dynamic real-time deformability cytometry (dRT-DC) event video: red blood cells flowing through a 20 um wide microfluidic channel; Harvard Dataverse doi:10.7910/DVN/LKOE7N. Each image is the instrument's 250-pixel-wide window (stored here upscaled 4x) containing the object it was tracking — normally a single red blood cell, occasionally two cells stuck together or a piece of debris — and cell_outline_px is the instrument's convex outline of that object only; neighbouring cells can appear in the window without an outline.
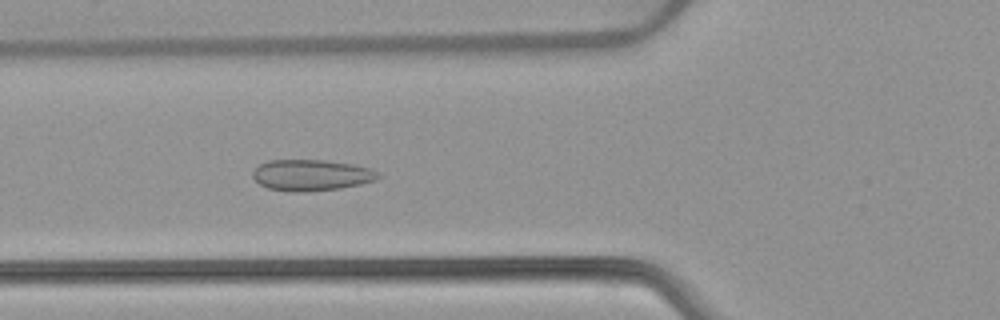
{"species": "common noctule bat (a hibernating species)", "species_latin": "Nyctalus noctula", "temperature_condition": "warm", "stored_images_in_passage": 45, "camera_frame_rate_fps": 3000, "um_per_image_px": 0.085, "animal": {"sex": "female", "body_mass_g": 22.7, "forearm_length_mm": 54.2}, "frame": {"image": 1, "passage_image": 18, "time_ms": 5.667, "image_size_px": [1000, 320], "cell_outline_px": [[380, 176], [376, 180], [360, 184], [340, 188], [304, 192], [288, 192], [268, 188], [260, 184], [252, 176], [252, 172], [260, 164], [268, 160], [324, 160], [352, 164], [372, 168]], "centroid_in_image_um": [26.45, 14.89], "position_along_channel_um": 99.3, "area_um2": 22.77}}
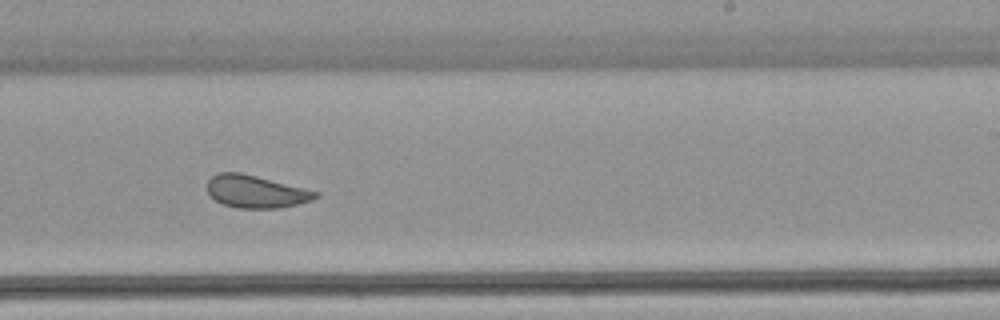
{"frame": {"image": 2, "passage_image": 31, "time_ms": 10.0, "image_size_px": [1000, 320], "cell_outline_px": [[320, 196], [312, 200], [280, 208], [240, 208], [224, 204], [216, 200], [208, 192], [208, 180], [212, 176], [220, 172], [240, 172], [320, 192]], "centroid_in_image_um": [21.77, 16.28], "position_along_channel_um": 267.2, "area_um2": 20.29}}
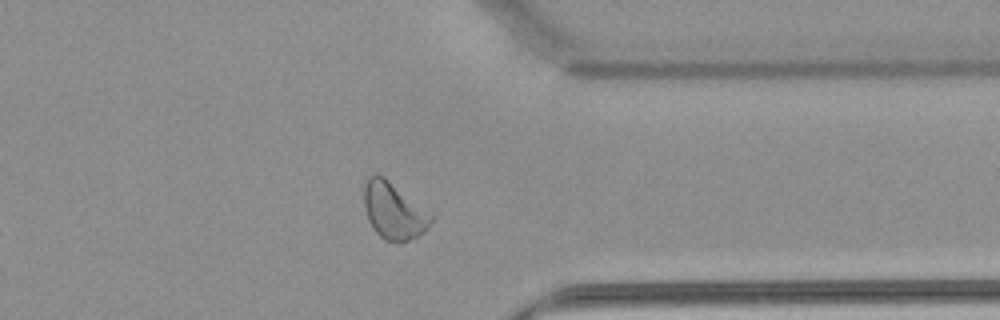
{"frame": {"image": 3, "passage_image": 40, "time_ms": 13.0, "image_size_px": [1000, 320], "cell_outline_px": [[436, 216], [428, 228], [424, 232], [400, 244], [396, 244], [384, 240], [372, 228], [368, 220], [364, 204], [364, 184], [368, 176], [376, 172], [384, 176]], "centroid_in_image_um": [33.48, 17.92], "position_along_channel_um": 377.9, "area_um2": 22.72}, "authors_computed_cell_mechanics": {"area_um2": 22.7154, "velocity_mm_per_s": 3.8775, "shape_relaxation_time_tau1_ms": null, "shape_relaxation_time_tau2_ms": 1.0158, "deformation_change_tau1": null, "deformation_change_tau2": 0.0723}}